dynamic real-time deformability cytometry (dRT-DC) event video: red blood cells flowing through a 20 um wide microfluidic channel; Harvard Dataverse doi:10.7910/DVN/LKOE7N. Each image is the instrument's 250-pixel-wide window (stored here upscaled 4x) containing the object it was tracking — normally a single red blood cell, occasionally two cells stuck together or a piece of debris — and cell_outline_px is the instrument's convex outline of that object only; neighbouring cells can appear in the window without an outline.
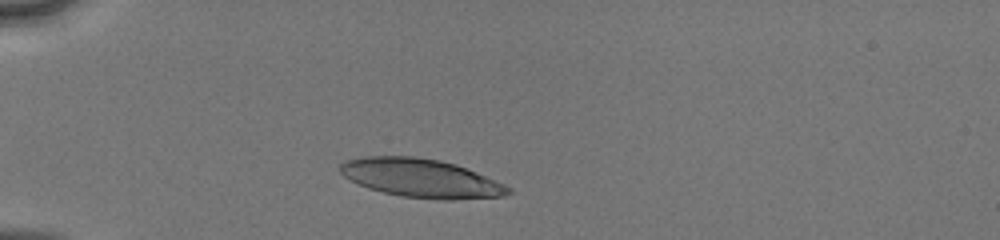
{"species": "human", "species_latin": "Homo sapiens", "temperature_condition": "cold", "stored_images_in_passage": 30, "camera_frame_rate_fps": 3000, "um_per_image_px": 0.085, "donor": {"sex": "male"}, "frame": {"image": 1, "passage_image": 1, "time_ms": 0.0, "image_size_px": [1000, 240], "cell_outline_px": [[512, 192], [504, 196], [452, 200], [440, 200], [400, 196], [368, 188], [344, 176], [340, 172], [340, 164], [348, 160], [364, 156], [412, 156], [440, 160], [456, 164], [476, 172], [504, 184], [512, 188]], "centroid_in_image_um": [35.82, 15.15], "position_along_channel_um": 49.2, "area_um2": 37.69}}
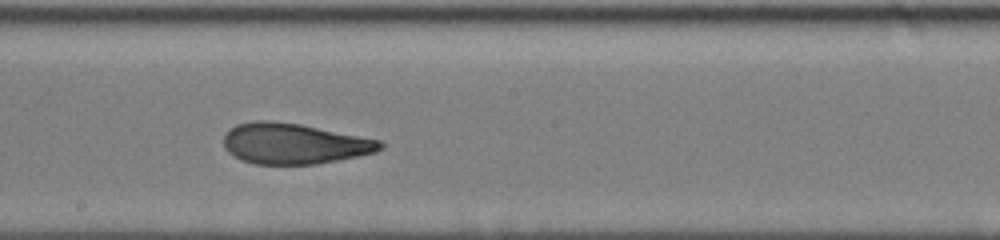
{"frame": {"image": 2, "passage_image": 16, "time_ms": 5.0, "image_size_px": [1000, 240], "cell_outline_px": [[384, 148], [376, 152], [360, 156], [316, 164], [252, 164], [240, 160], [232, 156], [224, 148], [224, 132], [236, 124], [252, 120], [272, 120], [300, 124], [380, 140], [384, 144]], "centroid_in_image_um": [24.95, 12.21], "position_along_channel_um": 223.2, "area_um2": 37.51}}
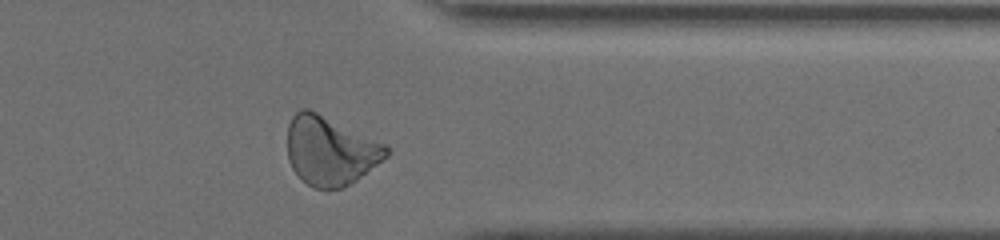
{"frame": {"image": 3, "passage_image": 28, "time_ms": 9.0, "image_size_px": [1000, 240], "cell_outline_px": [[388, 156], [356, 180], [340, 188], [312, 188], [292, 168], [288, 160], [288, 124], [292, 116], [300, 108], [308, 108], [388, 144]], "centroid_in_image_um": [28.08, 12.78], "position_along_channel_um": 383.3, "area_um2": 39.59}, "authors_computed_cell_mechanics": {"area_um2": 37.5989, "velocity_mm_per_s": 4.0881, "shape_relaxation_time_tau1_ms": 4.4704, "shape_relaxation_time_tau2_ms": 1.4265, "deformation_change_tau1": 0.1961, "deformation_change_tau2": 0.1011}}